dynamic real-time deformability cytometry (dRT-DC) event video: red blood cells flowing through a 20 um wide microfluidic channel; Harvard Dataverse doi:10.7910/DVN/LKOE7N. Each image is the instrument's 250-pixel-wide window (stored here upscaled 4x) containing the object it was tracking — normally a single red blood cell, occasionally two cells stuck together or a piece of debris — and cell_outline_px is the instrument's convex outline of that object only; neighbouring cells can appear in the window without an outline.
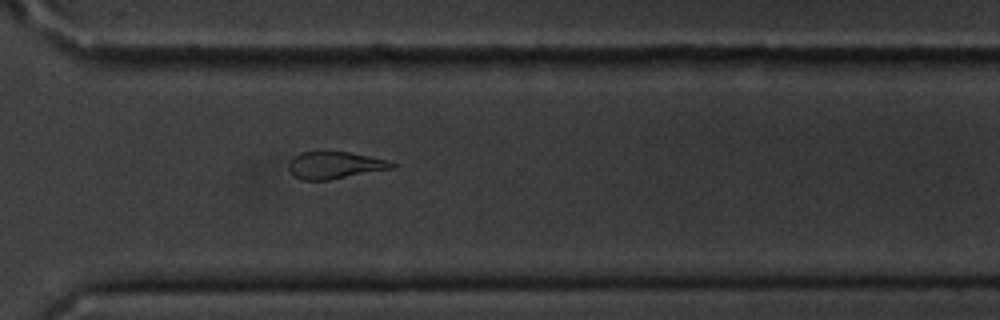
{"species": "common noctule bat (a hibernating species)", "species_latin": "Nyctalus noctula", "temperature_condition": "cold", "stored_images_in_passage": 11, "camera_frame_rate_fps": 3000, "um_per_image_px": 0.085, "animal": {"sex": "male", "body_mass_g": 20.1, "forearm_length_mm": 53.5}, "frame": {"image": 1, "passage_image": 11, "time_ms": 12.667, "image_size_px": [1000, 320], "cell_outline_px": [[396, 168], [328, 180], [300, 180], [288, 168], [288, 160], [292, 156], [300, 152], [348, 152], [388, 160], [396, 164]], "centroid_in_image_um": [28.45, 14.04], "position_along_channel_um": 342.1, "area_um2": 16.36}}